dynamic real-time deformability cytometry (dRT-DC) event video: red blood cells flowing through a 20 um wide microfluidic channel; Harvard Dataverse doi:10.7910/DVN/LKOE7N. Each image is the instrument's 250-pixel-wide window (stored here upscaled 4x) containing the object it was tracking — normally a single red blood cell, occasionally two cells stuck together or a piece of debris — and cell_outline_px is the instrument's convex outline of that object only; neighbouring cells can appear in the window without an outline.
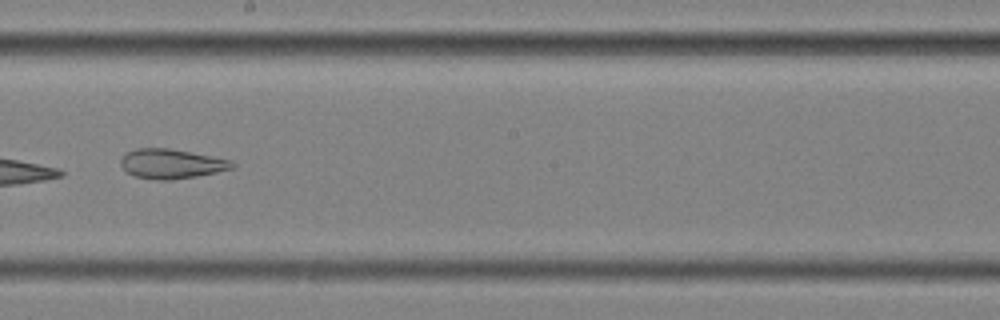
{"species": "common noctule bat (a hibernating species)", "species_latin": "Nyctalus noctula", "temperature_condition": "cold", "stored_images_in_passage": 37, "camera_frame_rate_fps": 3000, "um_per_image_px": 0.085, "animal": {"sex": "female", "body_mass_g": 25.1}, "frame": {"image": 1, "passage_image": 16, "time_ms": 5.0, "image_size_px": [1000, 320], "cell_outline_px": [[236, 164], [232, 168], [216, 172], [196, 176], [172, 180], [156, 180], [136, 176], [128, 172], [120, 164], [120, 160], [128, 152], [136, 148], [168, 148], [232, 160]], "centroid_in_image_um": [14.58, 13.92], "position_along_channel_um": 233.6, "area_um2": 18.96}, "authors_computed_cell_mechanics": {"area_um2": 22.4264, "velocity_mm_per_s": 3.5383, "shape_relaxation_time_tau1_ms": null, "shape_relaxation_time_tau2_ms": 2.5378, "deformation_change_tau1": null, "deformation_change_tau2": 0.103}}